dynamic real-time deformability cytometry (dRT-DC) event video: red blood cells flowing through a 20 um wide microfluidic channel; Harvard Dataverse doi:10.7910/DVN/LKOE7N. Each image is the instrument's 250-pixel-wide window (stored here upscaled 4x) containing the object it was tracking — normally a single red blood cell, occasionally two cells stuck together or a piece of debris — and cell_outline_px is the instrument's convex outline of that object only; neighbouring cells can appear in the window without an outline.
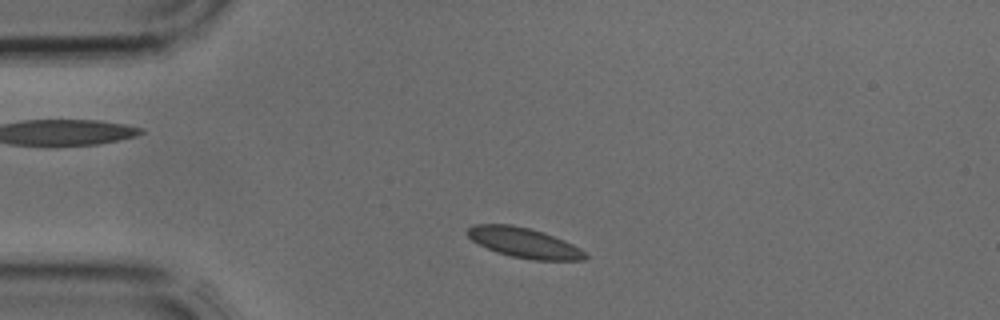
{"species": "common noctule bat (a hibernating species)", "species_latin": "Nyctalus noctula", "temperature_condition": "cold", "stored_images_in_passage": 3, "camera_frame_rate_fps": 3000, "um_per_image_px": 0.085, "animal": {"sex": "male", "body_mass_g": 17.9, "forearm_length_mm": 54.2}, "frame": {"image": 1, "passage_image": 2, "time_ms": 0.333, "image_size_px": [1000, 320], "cell_outline_px": [[588, 256], [584, 260], [532, 260], [512, 256], [496, 252], [472, 240], [464, 232], [472, 224], [512, 224], [544, 232], [564, 240], [580, 248]], "centroid_in_image_um": [44.53, 20.62], "position_along_channel_um": 40.5, "area_um2": 20.58}}